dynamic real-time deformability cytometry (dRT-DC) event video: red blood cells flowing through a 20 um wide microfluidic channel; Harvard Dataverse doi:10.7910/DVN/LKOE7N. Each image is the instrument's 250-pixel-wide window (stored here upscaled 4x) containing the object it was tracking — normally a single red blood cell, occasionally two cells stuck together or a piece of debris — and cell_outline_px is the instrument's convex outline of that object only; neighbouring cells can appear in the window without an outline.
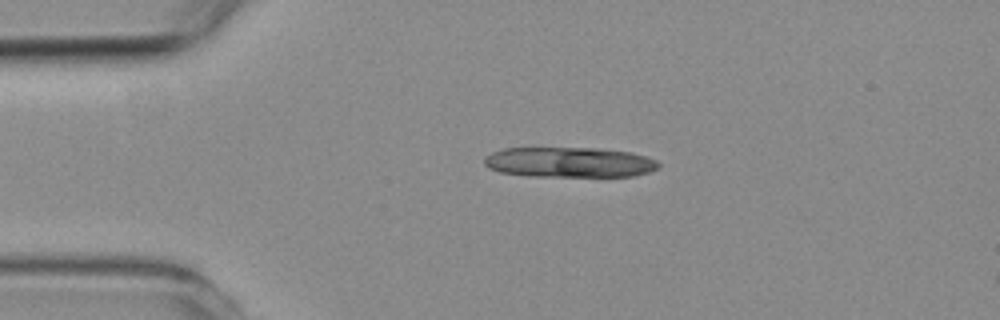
{"species": "common noctule bat (a hibernating species)", "species_latin": "Nyctalus noctula", "temperature_condition": "room temperature", "stored_images_in_passage": 2, "camera_frame_rate_fps": 3000, "um_per_image_px": 0.085, "animal": {"sex": "female", "body_mass_g": 19.3, "forearm_length_mm": 54.1}, "frame": {"image": 1, "passage_image": 1, "time_ms": 0.0, "image_size_px": [1000, 320], "cell_outline_px": [[660, 164], [656, 168], [648, 172], [632, 176], [528, 176], [500, 172], [488, 168], [484, 164], [484, 156], [492, 152], [504, 148], [600, 148], [628, 152], [644, 156], [656, 160]], "centroid_in_image_um": [48.34, 13.79], "position_along_channel_um": 36.7, "area_um2": 30.63}}